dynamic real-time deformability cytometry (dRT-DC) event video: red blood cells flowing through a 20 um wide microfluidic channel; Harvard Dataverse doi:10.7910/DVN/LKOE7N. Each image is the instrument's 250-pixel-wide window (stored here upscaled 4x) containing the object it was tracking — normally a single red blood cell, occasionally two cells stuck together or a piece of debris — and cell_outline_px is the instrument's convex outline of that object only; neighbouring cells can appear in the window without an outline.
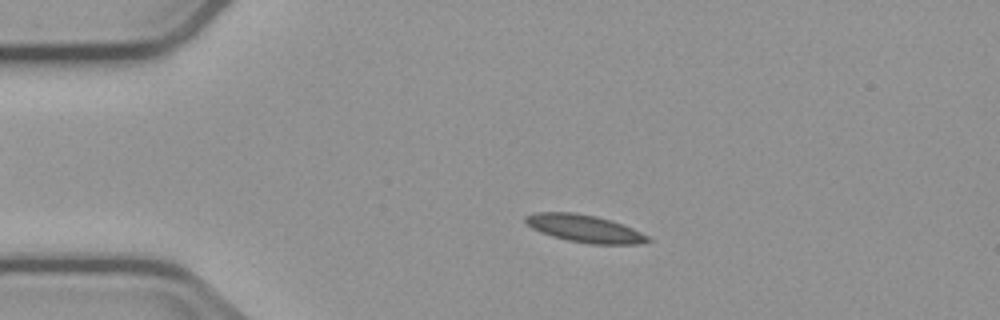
{"species": "common noctule bat (a hibernating species)", "species_latin": "Nyctalus noctula", "temperature_condition": "cold", "stored_images_in_passage": 3, "camera_frame_rate_fps": 3000, "um_per_image_px": 0.085, "animal": {"sex": "male", "body_mass_g": 23.1, "forearm_length_mm": 52.7}, "frame": {"image": 1, "passage_image": 2, "time_ms": 2.0, "image_size_px": [1000, 320], "cell_outline_px": [[652, 240], [636, 244], [592, 244], [568, 240], [552, 236], [540, 232], [532, 228], [524, 220], [524, 216], [532, 212], [572, 212], [596, 216], [632, 228], [648, 236]], "centroid_in_image_um": [49.63, 19.42], "position_along_channel_um": 35.4, "area_um2": 19.36}}